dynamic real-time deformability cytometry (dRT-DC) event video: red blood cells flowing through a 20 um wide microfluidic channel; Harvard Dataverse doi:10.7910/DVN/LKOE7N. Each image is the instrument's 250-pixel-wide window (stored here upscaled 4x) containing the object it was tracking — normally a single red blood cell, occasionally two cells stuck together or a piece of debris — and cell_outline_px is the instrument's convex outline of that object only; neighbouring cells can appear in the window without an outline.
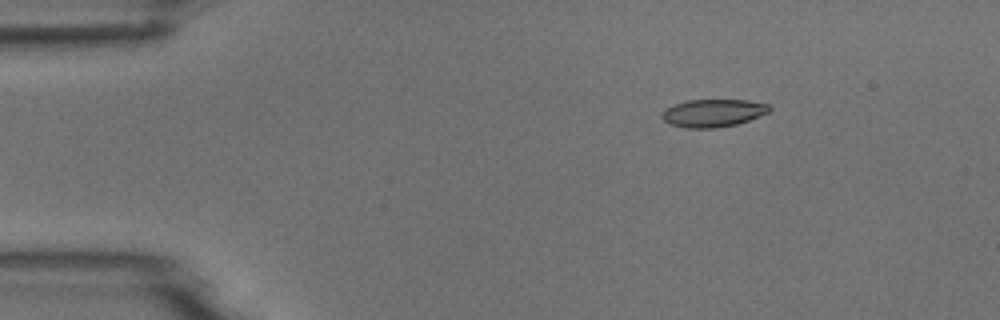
{"species": "common noctule bat (a hibernating species)", "species_latin": "Nyctalus noctula", "temperature_condition": "room temperature", "stored_images_in_passage": 4, "camera_frame_rate_fps": 3000, "um_per_image_px": 0.085, "animal": {"sex": "male", "body_mass_g": 18.8}, "frame": {"image": 1, "passage_image": 2, "time_ms": 1.333, "image_size_px": [1000, 320], "cell_outline_px": [[772, 108], [768, 112], [748, 120], [736, 124], [716, 128], [688, 128], [672, 124], [664, 120], [660, 116], [664, 108], [672, 104], [688, 100], [748, 100], [768, 104]], "centroid_in_image_um": [60.58, 9.59], "position_along_channel_um": 24.4, "area_um2": 17.34}}